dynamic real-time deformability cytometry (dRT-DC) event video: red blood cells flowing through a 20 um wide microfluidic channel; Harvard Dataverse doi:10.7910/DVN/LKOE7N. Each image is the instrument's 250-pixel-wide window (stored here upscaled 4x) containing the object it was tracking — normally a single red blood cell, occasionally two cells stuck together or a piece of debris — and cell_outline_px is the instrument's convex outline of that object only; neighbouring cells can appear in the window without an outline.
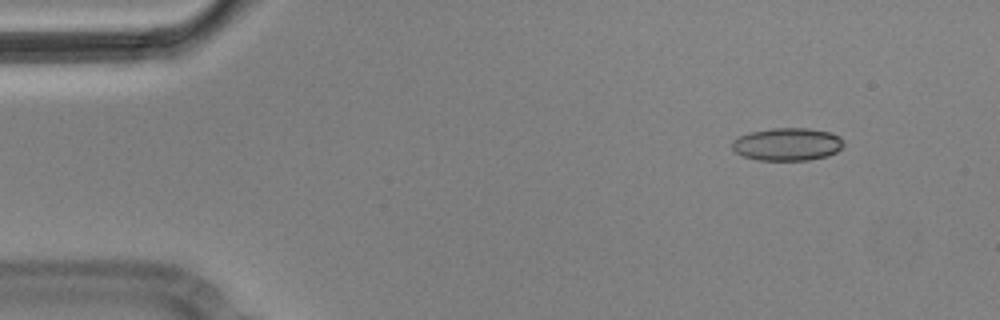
{"species": "Egyptian fruit bat (a non-hibernating species)", "species_latin": "Rousettus aegyptiacus", "temperature_condition": "cold", "stored_images_in_passage": 5, "camera_frame_rate_fps": 3000, "um_per_image_px": 0.085, "animal": {"sex": "male"}, "frame": {"image": 1, "passage_image": 2, "time_ms": 0.333, "image_size_px": [1000, 320], "cell_outline_px": [[844, 144], [836, 152], [828, 156], [808, 160], [756, 160], [744, 156], [736, 152], [732, 148], [732, 140], [740, 136], [752, 132], [772, 128], [808, 128], [832, 132], [840, 136], [844, 140]], "centroid_in_image_um": [66.96, 12.26], "position_along_channel_um": 18.0, "area_um2": 21.39}}
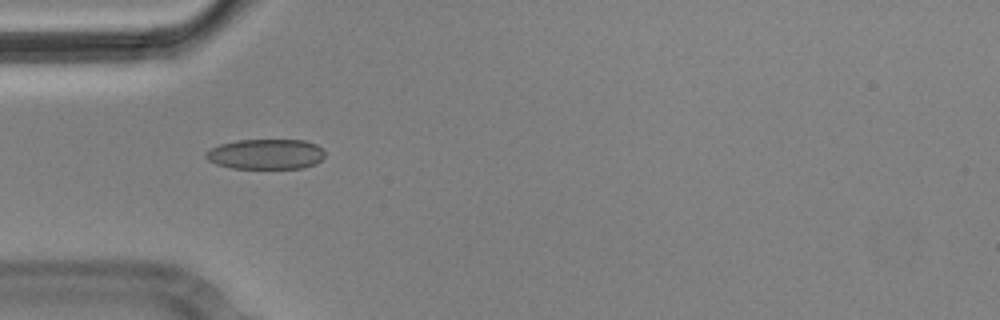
{"frame": {"image": 2, "passage_image": 5, "time_ms": 1.333, "image_size_px": [1000, 320], "cell_outline_px": [[324, 156], [316, 164], [304, 168], [232, 168], [216, 164], [208, 160], [204, 156], [204, 152], [220, 144], [236, 140], [304, 140], [316, 144], [324, 152]], "centroid_in_image_um": [22.58, 13.1], "position_along_channel_um": 62.4, "area_um2": 20.98}}